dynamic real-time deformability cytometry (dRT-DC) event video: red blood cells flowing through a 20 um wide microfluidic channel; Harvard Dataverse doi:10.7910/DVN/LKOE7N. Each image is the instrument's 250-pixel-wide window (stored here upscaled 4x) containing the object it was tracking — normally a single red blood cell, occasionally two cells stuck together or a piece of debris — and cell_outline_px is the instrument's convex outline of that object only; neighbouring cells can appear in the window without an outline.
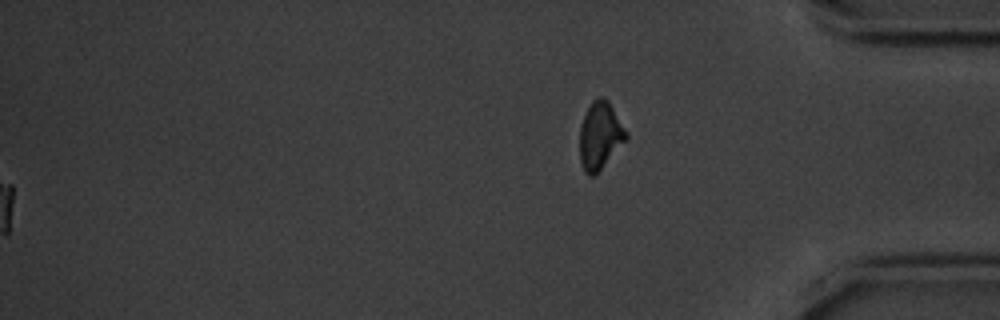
{"species": "common noctule bat (a hibernating species)", "species_latin": "Nyctalus noctula", "temperature_condition": "cold", "stored_images_in_passage": 58, "segment_of_instrument_passage": [2, 2], "camera_frame_rate_fps": 3000, "um_per_image_px": 0.085, "animal": {"sex": "male", "body_mass_g": 20.1, "forearm_length_mm": 53.5}, "frame": {"image": 1, "passage_image": 58, "time_ms": 19.0, "image_size_px": [1000, 320], "cell_outline_px": [[628, 140], [592, 176], [588, 176], [584, 172], [580, 160], [580, 128], [584, 116], [592, 100], [600, 96], [608, 100], [628, 132]], "centroid_in_image_um": [51.02, 11.51], "position_along_channel_um": 384.2, "area_um2": 18.15}}